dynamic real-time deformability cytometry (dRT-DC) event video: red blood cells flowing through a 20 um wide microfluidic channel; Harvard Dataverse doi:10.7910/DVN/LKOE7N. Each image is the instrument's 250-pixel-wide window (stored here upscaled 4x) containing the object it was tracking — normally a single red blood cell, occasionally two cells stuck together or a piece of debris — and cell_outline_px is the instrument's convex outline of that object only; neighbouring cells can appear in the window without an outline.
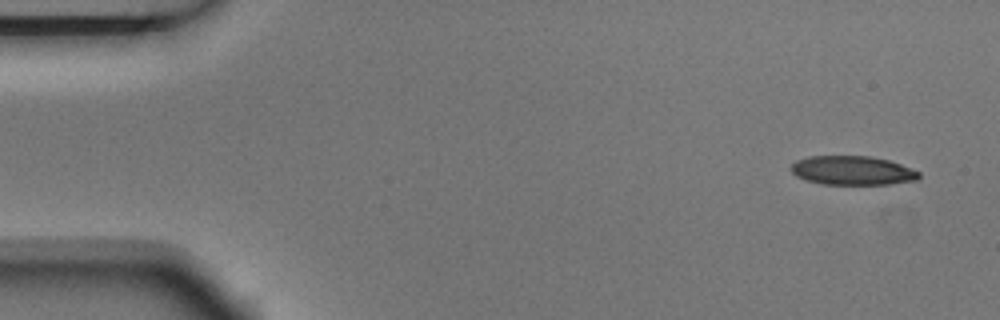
{"species": "Egyptian fruit bat (a non-hibernating species)", "species_latin": "Rousettus aegyptiacus", "temperature_condition": "room temperature", "stored_images_in_passage": 5, "segment_of_instrument_passage": [2, 2], "camera_frame_rate_fps": 3000, "um_per_image_px": 0.085, "animal": {"sex": "male"}, "frame": {"image": 1, "passage_image": 5, "time_ms": 1.333, "image_size_px": [1000, 320], "cell_outline_px": [[920, 176], [916, 180], [888, 184], [824, 184], [808, 180], [796, 176], [788, 168], [796, 160], [808, 156], [872, 156], [888, 160], [900, 164], [920, 172]], "centroid_in_image_um": [72.43, 14.48], "position_along_channel_um": 12.6, "area_um2": 21.56}}